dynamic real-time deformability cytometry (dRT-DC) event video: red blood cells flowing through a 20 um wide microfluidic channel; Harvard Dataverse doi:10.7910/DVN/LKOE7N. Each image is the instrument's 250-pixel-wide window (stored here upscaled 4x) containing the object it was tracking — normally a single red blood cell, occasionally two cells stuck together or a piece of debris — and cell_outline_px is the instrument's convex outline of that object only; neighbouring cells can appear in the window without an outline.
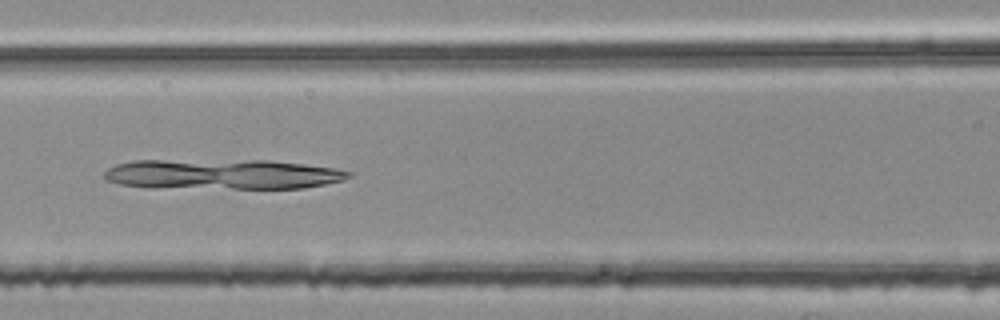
{"species": "common noctule bat (a hibernating species)", "species_latin": "Nyctalus noctula", "temperature_condition": "room temperature", "stored_images_in_passage": 39, "camera_frame_rate_fps": 3000, "um_per_image_px": 0.085, "animal": {"sex": "female", "body_mass_g": 25.1}, "frame": {"image": 1, "passage_image": 9, "time_ms": 2.667, "image_size_px": [1000, 320], "cell_outline_px": [[352, 176], [344, 180], [304, 188], [148, 188], [120, 184], [104, 180], [104, 172], [108, 168], [116, 164], [132, 160], [268, 160], [304, 164], [332, 168], [352, 172]], "centroid_in_image_um": [18.84, 14.81], "position_along_channel_um": 147.8, "area_um2": 43.29}}
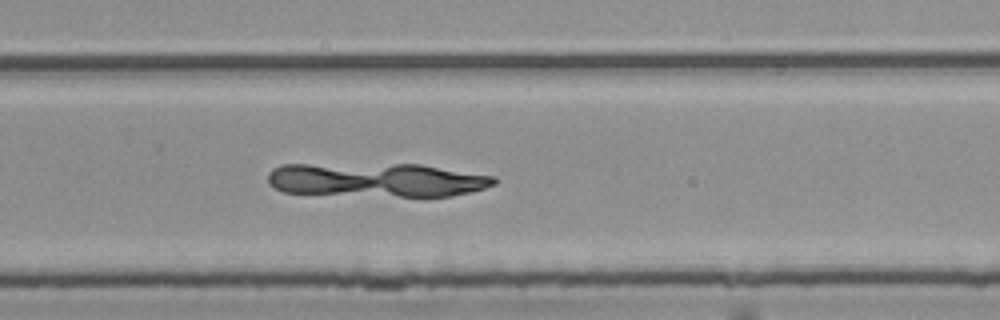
{"frame": {"image": 2, "passage_image": 21, "time_ms": 6.667, "image_size_px": [1000, 320], "cell_outline_px": [[496, 184], [484, 188], [452, 196], [400, 196], [284, 192], [268, 184], [268, 172], [272, 168], [284, 164], [420, 164], [496, 176]], "centroid_in_image_um": [32.02, 15.28], "position_along_channel_um": 297.8, "area_um2": 44.68}}
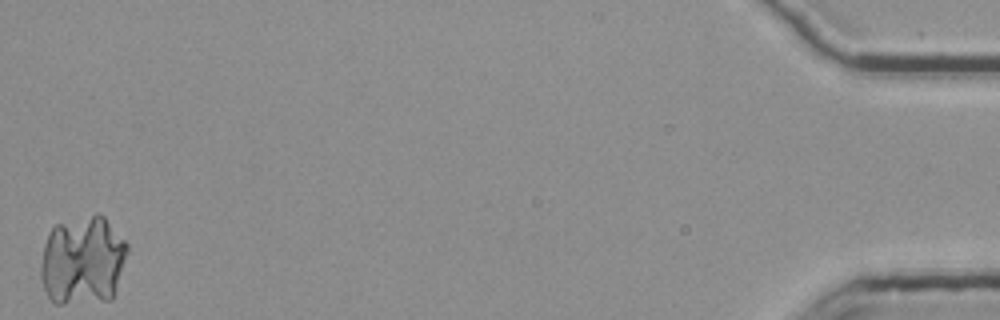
{"frame": {"image": 3, "passage_image": 39, "time_ms": 12.667, "image_size_px": [1000, 320], "cell_outline_px": [[128, 248], [112, 300], [64, 304], [56, 304], [48, 296], [40, 280], [40, 264], [44, 244], [52, 228], [56, 224], [96, 212], [100, 212], [104, 216], [128, 244]], "centroid_in_image_um": [7.01, 22.13], "position_along_channel_um": 428.2, "area_um2": 45.26}}